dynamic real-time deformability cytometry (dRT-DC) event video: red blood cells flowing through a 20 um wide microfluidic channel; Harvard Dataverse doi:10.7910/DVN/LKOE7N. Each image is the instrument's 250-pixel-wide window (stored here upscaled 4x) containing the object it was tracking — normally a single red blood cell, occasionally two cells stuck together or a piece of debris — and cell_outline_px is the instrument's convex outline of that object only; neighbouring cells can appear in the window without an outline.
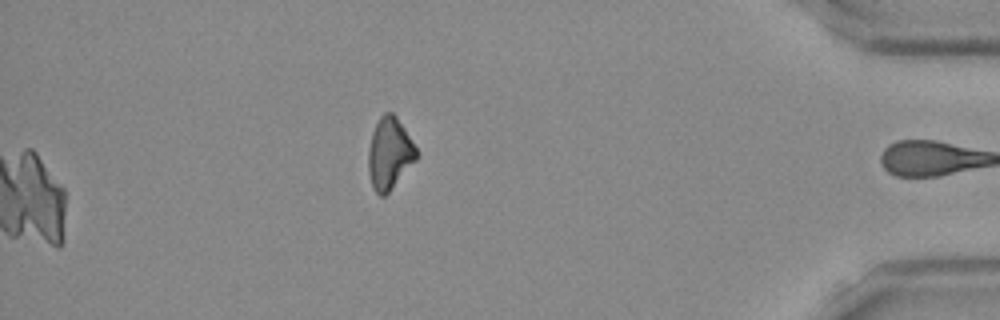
{"species": "Egyptian fruit bat (a non-hibernating species)", "species_latin": "Rousettus aegyptiacus", "temperature_condition": "room temperature", "stored_images_in_passage": 50, "camera_frame_rate_fps": 3000, "um_per_image_px": 0.085, "frame": {"image": 1, "passage_image": 50, "time_ms": 16.333, "image_size_px": [1000, 320], "cell_outline_px": [[420, 152], [416, 160], [388, 192], [384, 196], [380, 196], [372, 188], [368, 172], [368, 148], [372, 132], [380, 116], [384, 112], [392, 112], [396, 116]], "centroid_in_image_um": [33.1, 13.04], "position_along_channel_um": 402.1, "area_um2": 20.17}}